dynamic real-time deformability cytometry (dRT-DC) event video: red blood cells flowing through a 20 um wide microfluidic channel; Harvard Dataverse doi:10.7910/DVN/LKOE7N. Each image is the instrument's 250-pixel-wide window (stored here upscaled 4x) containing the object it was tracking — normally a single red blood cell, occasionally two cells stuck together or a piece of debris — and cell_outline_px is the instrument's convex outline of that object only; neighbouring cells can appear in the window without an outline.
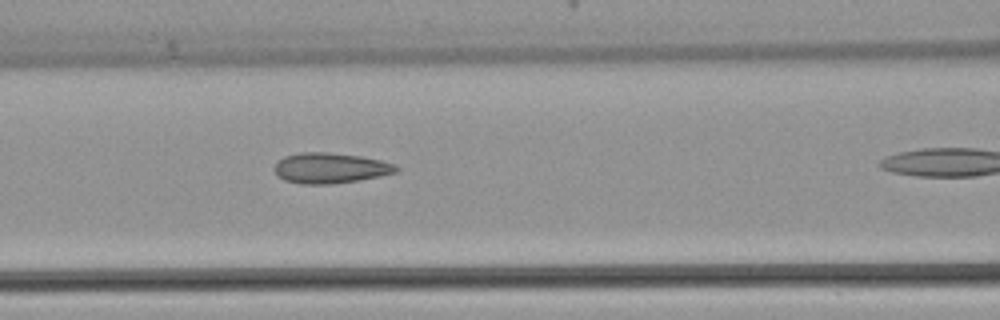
{"species": "common noctule bat (a hibernating species)", "species_latin": "Nyctalus noctula", "temperature_condition": "warm", "stored_images_in_passage": 20, "camera_frame_rate_fps": 3000, "um_per_image_px": 0.085, "animal": {"sex": "female", "body_mass_g": 22.7, "forearm_length_mm": 54.2}, "frame": {"image": 1, "passage_image": 9, "time_ms": 2.667, "image_size_px": [1000, 320], "cell_outline_px": [[400, 168], [396, 172], [380, 176], [360, 180], [332, 184], [300, 184], [284, 180], [272, 168], [284, 156], [300, 152], [324, 152], [360, 156], [380, 160], [396, 164]], "centroid_in_image_um": [28.09, 14.29], "position_along_channel_um": 138.5, "area_um2": 21.62}}